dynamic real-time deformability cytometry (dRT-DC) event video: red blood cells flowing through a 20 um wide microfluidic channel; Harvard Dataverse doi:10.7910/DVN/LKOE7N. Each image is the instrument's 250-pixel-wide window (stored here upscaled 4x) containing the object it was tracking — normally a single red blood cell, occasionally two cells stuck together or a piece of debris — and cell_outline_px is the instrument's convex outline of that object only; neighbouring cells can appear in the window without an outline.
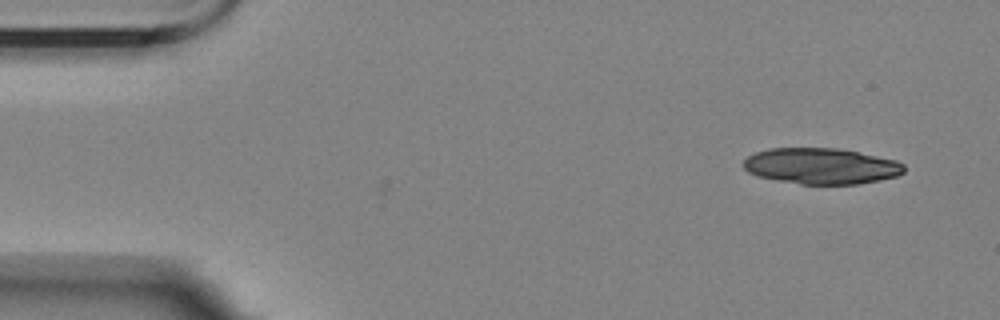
{"species": "Egyptian fruit bat (a non-hibernating species)", "species_latin": "Rousettus aegyptiacus", "temperature_condition": "room temperature", "stored_images_in_passage": 2, "camera_frame_rate_fps": 3000, "um_per_image_px": 0.085, "animal": {"sex": "female"}, "frame": {"image": 1, "passage_image": 2, "time_ms": 2.333, "image_size_px": [1000, 320], "cell_outline_px": [[904, 172], [896, 176], [880, 180], [856, 184], [800, 184], [760, 176], [748, 172], [744, 168], [744, 160], [748, 156], [756, 152], [768, 148], [836, 148], [896, 160], [904, 164]], "centroid_in_image_um": [69.8, 14.11], "position_along_channel_um": 15.2, "area_um2": 33.35}}